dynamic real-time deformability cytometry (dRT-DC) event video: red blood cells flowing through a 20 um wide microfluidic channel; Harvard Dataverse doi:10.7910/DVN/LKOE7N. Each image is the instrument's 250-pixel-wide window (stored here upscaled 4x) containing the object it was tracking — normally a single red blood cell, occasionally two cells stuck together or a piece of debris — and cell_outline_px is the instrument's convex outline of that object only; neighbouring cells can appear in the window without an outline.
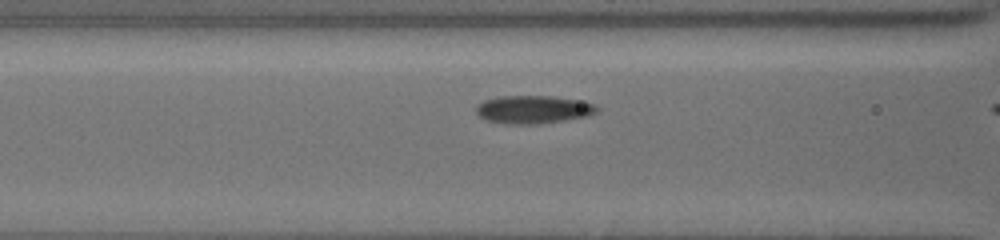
{"species": "common noctule bat (a hibernating species)", "species_latin": "Nyctalus noctula", "temperature_condition": "cold", "stored_images_in_passage": 13, "camera_frame_rate_fps": 3000, "um_per_image_px": 0.085, "animal": {"sex": "female", "body_mass_g": 19.5, "forearm_length_mm": 54.1}, "frame": {"image": 1, "passage_image": 11, "time_ms": 3.333, "image_size_px": [1000, 240], "cell_outline_px": [[600, 108], [596, 112], [588, 116], [540, 124], [508, 124], [484, 120], [476, 112], [476, 104], [484, 100], [500, 96], [552, 96], [576, 100], [596, 104]], "centroid_in_image_um": [45.31, 9.31], "position_along_channel_um": 121.3, "area_um2": 19.83}}